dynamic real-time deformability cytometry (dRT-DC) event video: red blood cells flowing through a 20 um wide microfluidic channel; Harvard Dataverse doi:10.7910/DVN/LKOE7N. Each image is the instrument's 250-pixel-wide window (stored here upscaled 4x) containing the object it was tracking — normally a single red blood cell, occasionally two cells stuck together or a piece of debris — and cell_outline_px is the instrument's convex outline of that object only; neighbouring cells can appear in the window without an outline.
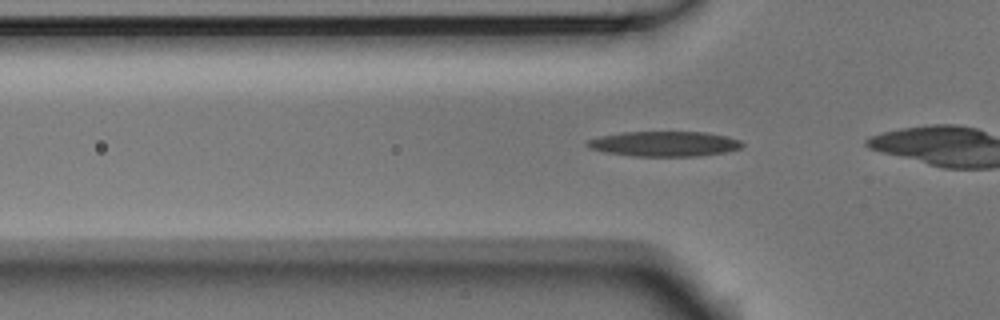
{"species": "Egyptian fruit bat (a non-hibernating species)", "species_latin": "Rousettus aegyptiacus", "temperature_condition": "room temperature", "stored_images_in_passage": 35, "camera_frame_rate_fps": 3000, "um_per_image_px": 0.085, "animal": {"sex": "male"}, "frame": {"image": 1, "passage_image": 10, "time_ms": 3.0, "image_size_px": [1000, 320], "cell_outline_px": [[744, 144], [740, 148], [724, 152], [700, 156], [632, 156], [604, 152], [588, 148], [584, 144], [588, 140], [600, 136], [620, 132], [704, 132], [724, 136], [740, 140]], "centroid_in_image_um": [56.41, 12.23], "position_along_channel_um": 69.4, "area_um2": 22.66}}
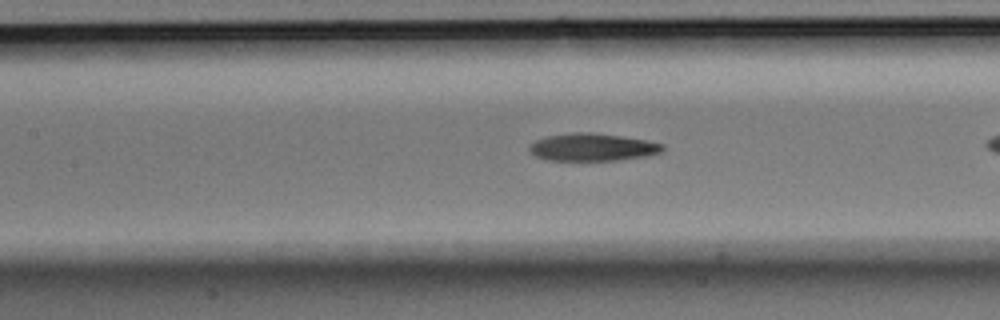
{"frame": {"image": 2, "passage_image": 17, "time_ms": 5.333, "image_size_px": [1000, 320], "cell_outline_px": [[664, 148], [660, 152], [648, 156], [616, 160], [548, 160], [536, 156], [528, 148], [536, 140], [548, 136], [572, 132], [588, 132], [620, 136], [644, 140], [664, 144]], "centroid_in_image_um": [50.37, 12.51], "position_along_channel_um": 157.0, "area_um2": 21.1}}
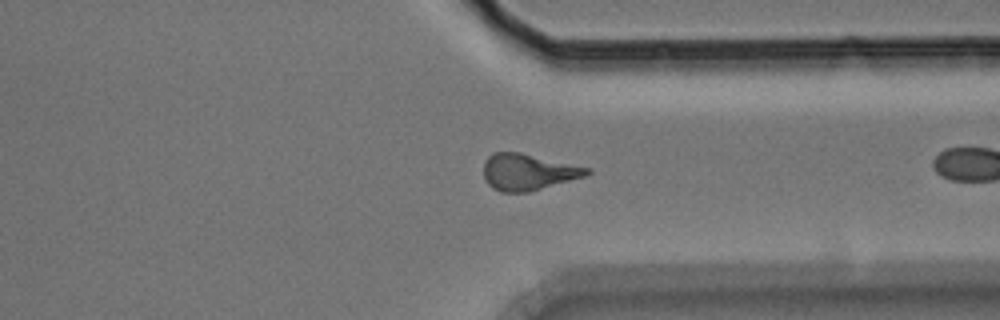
{"frame": {"image": 3, "passage_image": 34, "time_ms": 11.0, "image_size_px": [1000, 320], "cell_outline_px": [[592, 172], [588, 176], [528, 192], [500, 192], [492, 188], [484, 180], [484, 160], [492, 152], [520, 152], [592, 168]], "centroid_in_image_um": [44.91, 14.62], "position_along_channel_um": 366.5, "area_um2": 22.25}}